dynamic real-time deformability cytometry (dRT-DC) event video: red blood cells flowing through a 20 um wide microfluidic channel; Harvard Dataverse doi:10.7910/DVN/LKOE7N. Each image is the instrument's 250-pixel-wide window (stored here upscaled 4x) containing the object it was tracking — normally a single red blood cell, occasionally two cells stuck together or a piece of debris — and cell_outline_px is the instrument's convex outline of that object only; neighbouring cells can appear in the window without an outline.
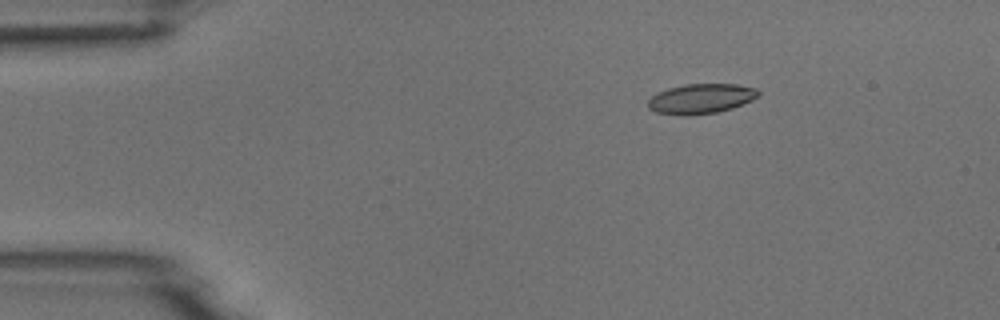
{"species": "common noctule bat (a hibernating species)", "species_latin": "Nyctalus noctula", "temperature_condition": "room temperature", "stored_images_in_passage": 5, "camera_frame_rate_fps": 3000, "um_per_image_px": 0.085, "animal": {"sex": "male", "body_mass_g": 18.8}, "frame": {"image": 1, "passage_image": 3, "time_ms": 2.333, "image_size_px": [1000, 320], "cell_outline_px": [[760, 92], [752, 100], [732, 108], [716, 112], [688, 116], [656, 112], [648, 108], [648, 100], [656, 92], [668, 88], [684, 84], [736, 84], [756, 88]], "centroid_in_image_um": [59.55, 8.38], "position_along_channel_um": 25.4, "area_um2": 19.19}}